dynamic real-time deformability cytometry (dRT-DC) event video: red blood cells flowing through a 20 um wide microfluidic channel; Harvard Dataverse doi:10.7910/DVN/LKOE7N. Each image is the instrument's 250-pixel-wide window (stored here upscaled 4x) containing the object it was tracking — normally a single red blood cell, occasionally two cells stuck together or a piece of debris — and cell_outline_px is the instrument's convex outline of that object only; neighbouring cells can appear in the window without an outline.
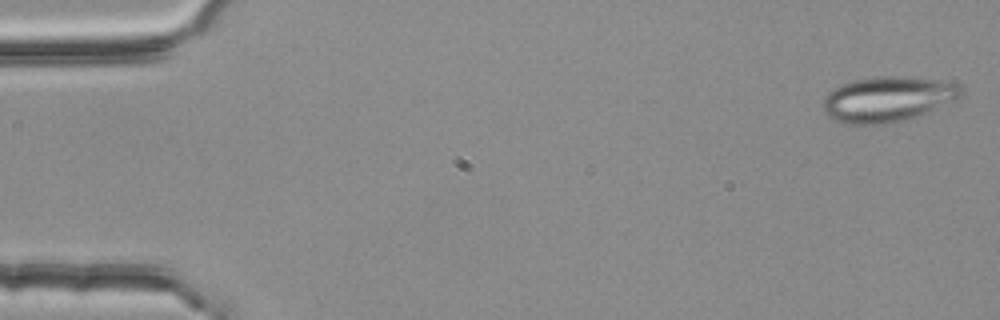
{"species": "common noctule bat (a hibernating species)", "species_latin": "Nyctalus noctula", "temperature_condition": "room temperature", "stored_images_in_passage": 4, "camera_frame_rate_fps": 3000, "um_per_image_px": 0.085, "animal": {"sex": "female", "body_mass_g": 25.1}, "frame": {"image": 1, "passage_image": 1, "time_ms": 0.0, "image_size_px": [1000, 320], "cell_outline_px": [[964, 92], [952, 100], [916, 116], [904, 120], [884, 124], [848, 124], [836, 120], [828, 116], [824, 112], [820, 104], [824, 96], [828, 92], [840, 84], [852, 80], [876, 76], [904, 76], [940, 80], [956, 84], [964, 88]], "centroid_in_image_um": [75.36, 8.41], "position_along_channel_um": 9.6, "area_um2": 36.36}}
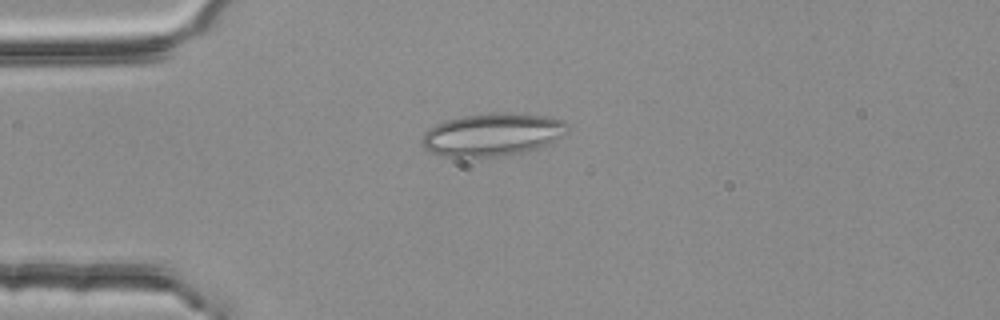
{"frame": {"image": 2, "passage_image": 3, "time_ms": 0.667, "image_size_px": [1000, 320], "cell_outline_px": [[568, 132], [564, 136], [548, 144], [524, 152], [508, 156], [464, 160], [440, 156], [428, 152], [420, 144], [424, 132], [428, 128], [444, 120], [460, 116], [504, 112], [544, 116], [564, 120], [568, 124]], "centroid_in_image_um": [41.79, 11.49], "position_along_channel_um": 43.2, "area_um2": 37.57}}